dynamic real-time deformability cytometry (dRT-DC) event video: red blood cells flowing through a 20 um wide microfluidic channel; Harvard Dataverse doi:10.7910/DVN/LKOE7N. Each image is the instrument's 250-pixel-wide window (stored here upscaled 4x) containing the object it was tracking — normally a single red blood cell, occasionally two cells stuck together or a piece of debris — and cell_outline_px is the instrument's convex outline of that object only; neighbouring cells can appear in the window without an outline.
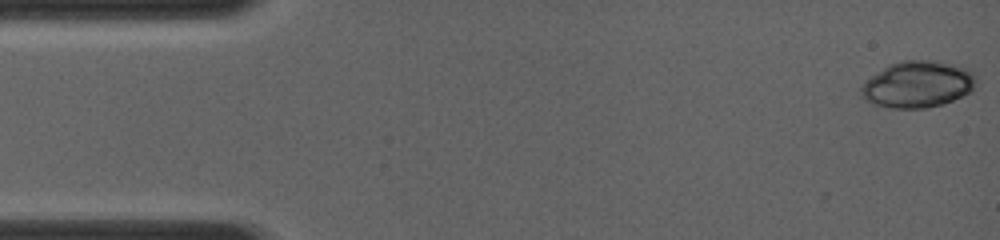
{"species": "common noctule bat (a hibernating species)", "species_latin": "Nyctalus noctula", "temperature_condition": "room temperature", "stored_images_in_passage": 12, "camera_frame_rate_fps": 4000, "um_per_image_px": 0.085, "animal": {"sex": "female", "body_mass_g": 19.0, "forearm_length_mm": 56.7}, "frame": {"image": 1, "passage_image": 1, "time_ms": 0.0, "image_size_px": [1000, 240], "cell_outline_px": [[976, 76], [972, 92], [944, 104], [928, 108], [888, 108], [876, 104], [860, 96], [860, 88], [872, 76], [888, 64], [904, 60], [944, 60], [960, 64], [968, 68]], "centroid_in_image_um": [78.07, 7.15], "position_along_channel_um": 6.9, "area_um2": 31.62}}
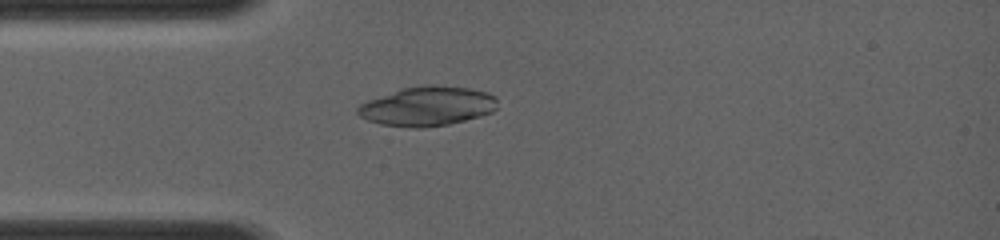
{"frame": {"image": 2, "passage_image": 11, "time_ms": 3.5, "image_size_px": [1000, 240], "cell_outline_px": [[496, 108], [492, 112], [480, 116], [448, 124], [420, 128], [412, 128], [380, 124], [368, 120], [360, 116], [356, 112], [356, 108], [360, 104], [368, 100], [400, 88], [432, 84], [468, 88], [488, 92], [496, 96]], "centroid_in_image_um": [36.31, 9.02], "position_along_channel_um": 48.7, "area_um2": 32.14}}